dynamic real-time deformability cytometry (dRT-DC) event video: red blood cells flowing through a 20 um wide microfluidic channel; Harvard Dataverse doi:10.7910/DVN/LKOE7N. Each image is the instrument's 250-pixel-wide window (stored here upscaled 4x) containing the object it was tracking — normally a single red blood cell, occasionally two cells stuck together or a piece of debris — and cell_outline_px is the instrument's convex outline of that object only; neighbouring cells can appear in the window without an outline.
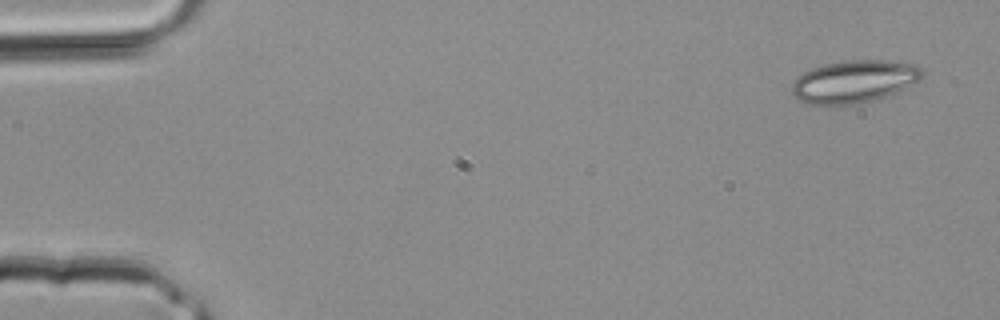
{"species": "common noctule bat (a hibernating species)", "species_latin": "Nyctalus noctula", "temperature_condition": "room temperature", "stored_images_in_passage": 4, "camera_frame_rate_fps": 3000, "um_per_image_px": 0.085, "animal": {"sex": "male", "body_mass_g": 20.4}, "frame": {"image": 1, "passage_image": 1, "time_ms": 0.0, "image_size_px": [1000, 320], "cell_outline_px": [[924, 76], [920, 80], [884, 96], [872, 100], [856, 104], [804, 104], [792, 92], [792, 84], [804, 72], [812, 68], [824, 64], [840, 60], [884, 60], [920, 64], [924, 72]], "centroid_in_image_um": [72.63, 6.9], "position_along_channel_um": 12.4, "area_um2": 32.14}}